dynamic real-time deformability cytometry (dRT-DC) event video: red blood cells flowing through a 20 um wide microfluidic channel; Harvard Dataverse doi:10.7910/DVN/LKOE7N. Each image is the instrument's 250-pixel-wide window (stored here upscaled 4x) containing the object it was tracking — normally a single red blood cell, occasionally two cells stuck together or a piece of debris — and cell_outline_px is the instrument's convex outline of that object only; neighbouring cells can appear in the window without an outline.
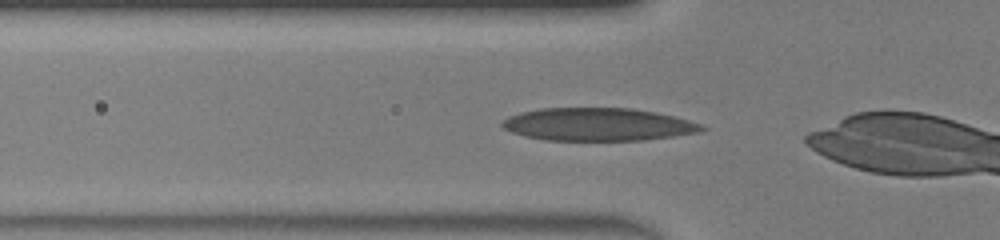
{"species": "human", "species_latin": "Homo sapiens", "temperature_condition": "warm", "stored_images_in_passage": 27, "camera_frame_rate_fps": 3000, "um_per_image_px": 0.085, "donor": {"sex": "male"}, "frame": {"image": 1, "passage_image": 2, "time_ms": 0.333, "image_size_px": [1000, 240], "cell_outline_px": [[708, 128], [700, 132], [644, 140], [544, 140], [524, 136], [512, 132], [504, 128], [500, 124], [508, 116], [520, 112], [540, 108], [632, 108], [656, 112], [704, 124]], "centroid_in_image_um": [50.83, 10.57], "position_along_channel_um": 75.0, "area_um2": 38.26}}
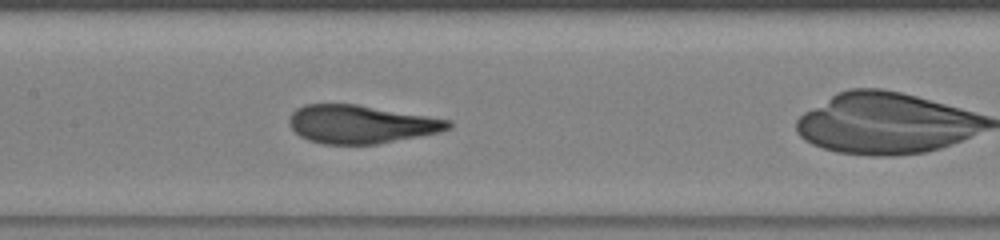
{"frame": {"image": 2, "passage_image": 9, "time_ms": 2.667, "image_size_px": [1000, 240], "cell_outline_px": [[452, 128], [440, 132], [376, 144], [324, 144], [308, 140], [300, 136], [288, 124], [288, 120], [292, 112], [296, 108], [304, 104], [356, 104], [452, 120]], "centroid_in_image_um": [30.67, 10.55], "position_along_channel_um": 176.7, "area_um2": 35.43}}
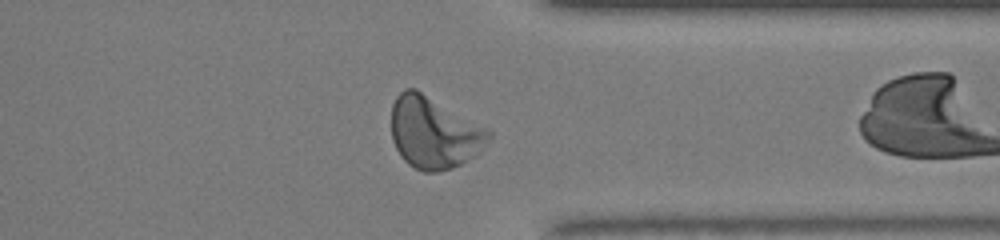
{"frame": {"image": 3, "passage_image": 23, "time_ms": 7.333, "image_size_px": [1000, 240], "cell_outline_px": [[492, 136], [480, 152], [468, 160], [452, 168], [436, 172], [424, 172], [408, 164], [400, 156], [392, 140], [392, 104], [396, 96], [404, 88], [416, 88], [488, 128], [492, 132]], "centroid_in_image_um": [36.89, 11.26], "position_along_channel_um": 374.5, "area_um2": 40.98}}